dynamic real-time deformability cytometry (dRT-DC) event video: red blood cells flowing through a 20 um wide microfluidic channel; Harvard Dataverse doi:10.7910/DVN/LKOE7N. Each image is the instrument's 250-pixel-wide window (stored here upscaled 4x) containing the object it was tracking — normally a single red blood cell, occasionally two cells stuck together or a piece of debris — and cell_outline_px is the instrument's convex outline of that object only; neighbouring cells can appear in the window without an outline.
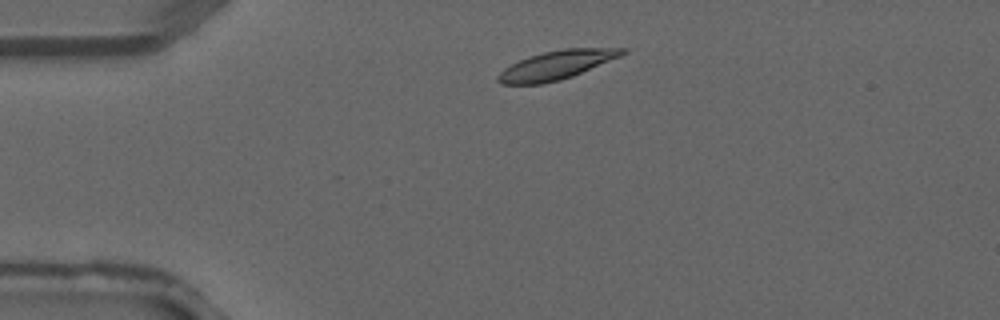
{"species": "common noctule bat (a hibernating species)", "species_latin": "Nyctalus noctula", "temperature_condition": "warm", "stored_images_in_passage": 3, "camera_frame_rate_fps": 3000, "um_per_image_px": 0.085, "animal": {"sex": "male", "forearm_length_mm": 52.5}, "frame": {"image": 1, "passage_image": 2, "time_ms": 0.333, "image_size_px": [1000, 320], "cell_outline_px": [[628, 52], [620, 56], [572, 76], [560, 80], [544, 84], [500, 84], [496, 80], [496, 76], [504, 68], [520, 60], [544, 52], [564, 48], [628, 48]], "centroid_in_image_um": [47.29, 5.54], "position_along_channel_um": 37.7, "area_um2": 20.63}}
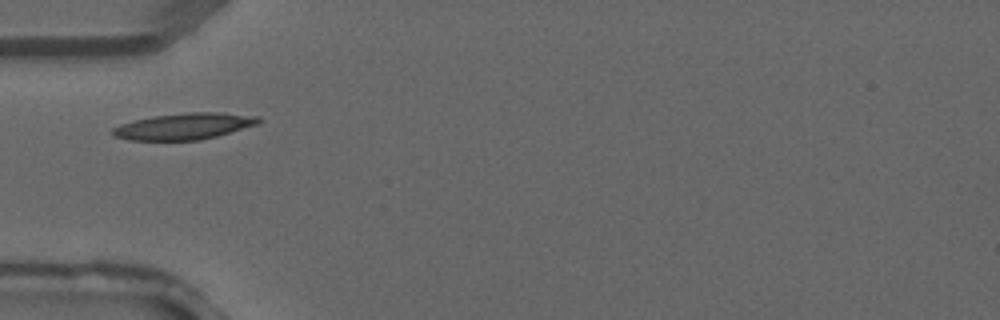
{"frame": {"image": 2, "passage_image": 3, "time_ms": 0.667, "image_size_px": [1000, 320], "cell_outline_px": [[264, 120], [256, 124], [216, 136], [200, 140], [128, 140], [116, 136], [112, 132], [112, 128], [120, 124], [132, 120], [152, 116], [188, 112], [224, 112], [260, 116]], "centroid_in_image_um": [15.66, 10.72], "position_along_channel_um": 69.3, "area_um2": 22.48}}